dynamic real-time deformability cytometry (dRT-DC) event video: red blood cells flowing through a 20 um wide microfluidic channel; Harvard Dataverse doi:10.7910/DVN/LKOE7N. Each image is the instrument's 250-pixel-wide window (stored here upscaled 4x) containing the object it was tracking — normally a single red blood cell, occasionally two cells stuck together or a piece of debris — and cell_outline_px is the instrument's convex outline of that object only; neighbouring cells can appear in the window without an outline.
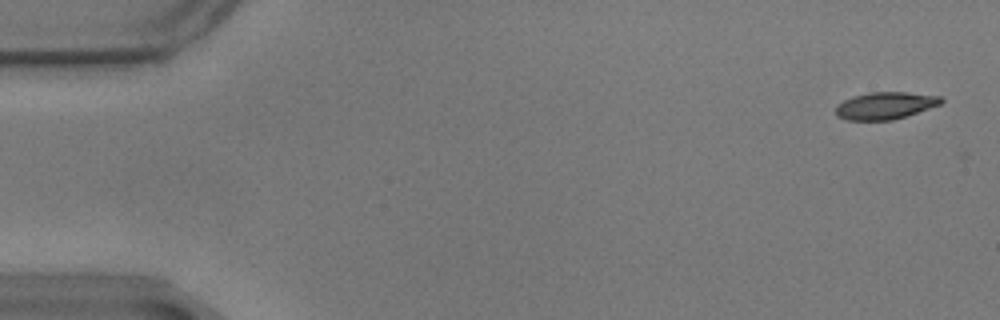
{"species": "common noctule bat (a hibernating species)", "species_latin": "Nyctalus noctula", "temperature_condition": "warm", "stored_images_in_passage": 9, "camera_frame_rate_fps": 3000, "um_per_image_px": 0.085, "animal": {"sex": "male", "body_mass_g": 17.9}, "frame": {"image": 1, "passage_image": 1, "time_ms": 0.0, "image_size_px": [1000, 320], "cell_outline_px": [[944, 100], [940, 104], [892, 120], [848, 120], [836, 116], [836, 104], [852, 96], [868, 92], [908, 92], [940, 96]], "centroid_in_image_um": [75.2, 8.96], "position_along_channel_um": 9.8, "area_um2": 16.59}}